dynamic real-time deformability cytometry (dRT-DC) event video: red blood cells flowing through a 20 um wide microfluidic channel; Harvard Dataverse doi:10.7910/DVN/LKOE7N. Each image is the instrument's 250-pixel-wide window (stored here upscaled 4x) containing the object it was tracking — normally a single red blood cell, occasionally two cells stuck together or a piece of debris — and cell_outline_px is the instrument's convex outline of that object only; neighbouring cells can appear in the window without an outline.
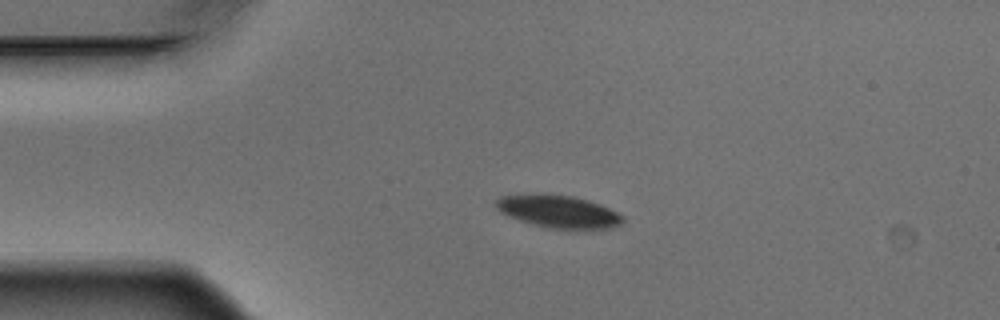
{"species": "Egyptian fruit bat (a non-hibernating species)", "species_latin": "Rousettus aegyptiacus", "temperature_condition": "warm", "stored_images_in_passage": 2, "camera_frame_rate_fps": 3000, "um_per_image_px": 0.085, "animal": {"sex": "male"}, "frame": {"image": 1, "passage_image": 1, "time_ms": 0.0, "image_size_px": [1000, 320], "cell_outline_px": [[624, 220], [620, 224], [612, 228], [548, 228], [532, 224], [508, 216], [500, 212], [496, 208], [496, 200], [500, 196], [544, 192], [572, 196], [588, 200], [600, 204], [624, 216]], "centroid_in_image_um": [47.43, 17.95], "position_along_channel_um": 37.6, "area_um2": 24.16}}
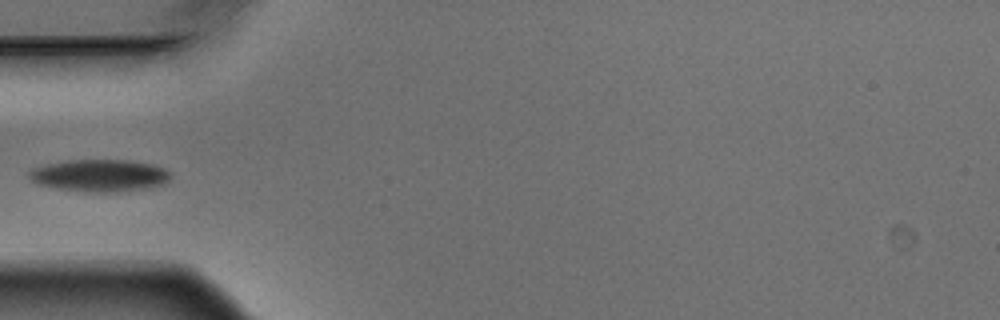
{"frame": {"image": 2, "passage_image": 2, "time_ms": 0.333, "image_size_px": [1000, 320], "cell_outline_px": [[172, 176], [164, 184], [148, 188], [116, 192], [84, 192], [56, 188], [36, 184], [28, 176], [28, 172], [32, 168], [48, 164], [68, 160], [132, 160], [152, 164], [164, 168], [172, 172]], "centroid_in_image_um": [8.49, 14.92], "position_along_channel_um": 76.5, "area_um2": 26.82}}